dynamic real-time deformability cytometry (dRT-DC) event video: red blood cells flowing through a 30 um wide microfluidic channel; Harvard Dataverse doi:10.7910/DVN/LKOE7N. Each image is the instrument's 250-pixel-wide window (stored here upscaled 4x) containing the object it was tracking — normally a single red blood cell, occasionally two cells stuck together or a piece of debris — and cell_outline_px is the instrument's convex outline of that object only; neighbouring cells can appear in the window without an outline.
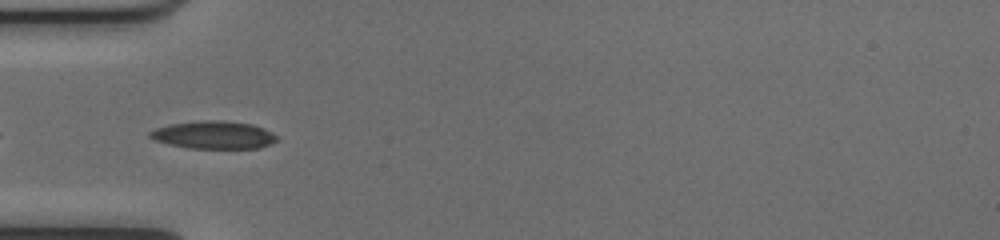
{"species": "common noctule bat (a hibernating species)", "species_latin": "Nyctalus noctula", "temperature_condition": "cold", "stored_images_in_passage": 33, "camera_frame_rate_fps": 3000, "um_per_image_px": 0.085, "animal": {"sex": "female", "body_mass_g": 17.0, "forearm_length_mm": 48.0}, "frame": {"image": 1, "passage_image": 2, "time_ms": 0.333, "image_size_px": [1000, 240], "cell_outline_px": [[276, 140], [260, 148], [188, 148], [168, 144], [156, 140], [148, 136], [148, 132], [156, 128], [168, 124], [208, 120], [220, 120], [252, 124], [264, 128], [272, 132], [276, 136]], "centroid_in_image_um": [18.14, 11.46], "position_along_channel_um": 66.9, "area_um2": 20.4}}
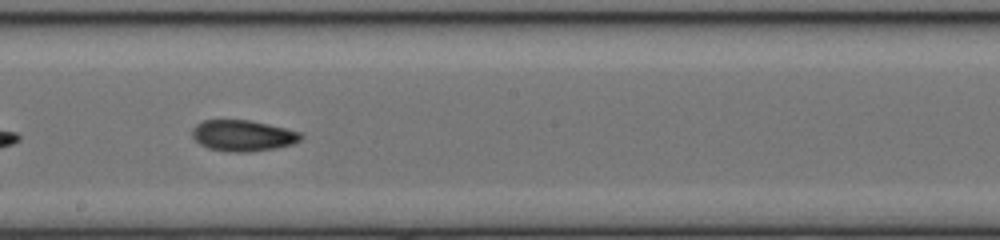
{"frame": {"image": 2, "passage_image": 14, "time_ms": 4.333, "image_size_px": [1000, 240], "cell_outline_px": [[304, 136], [300, 140], [292, 144], [276, 148], [248, 152], [228, 152], [208, 148], [200, 144], [192, 136], [192, 128], [196, 124], [204, 120], [248, 120], [268, 124], [300, 132]], "centroid_in_image_um": [20.63, 11.53], "position_along_channel_um": 227.6, "area_um2": 19.65}}
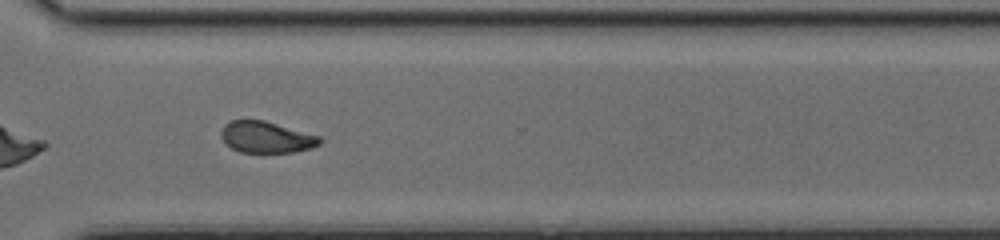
{"frame": {"image": 3, "passage_image": 23, "time_ms": 7.333, "image_size_px": [1000, 240], "cell_outline_px": [[324, 140], [320, 144], [312, 148], [292, 152], [240, 152], [232, 148], [220, 136], [220, 132], [224, 124], [232, 120], [264, 120], [320, 136]], "centroid_in_image_um": [22.66, 11.65], "position_along_channel_um": 347.9, "area_um2": 18.03}, "authors_computed_cell_mechanics": {"area_um2": 19.1318, "velocity_mm_per_s": 4.0138, "shape_relaxation_time_tau1_ms": null, "shape_relaxation_time_tau2_ms": 4.2424, "deformation_change_tau1": null, "deformation_change_tau2": 0.1046}}